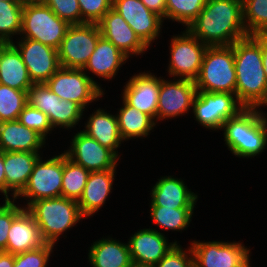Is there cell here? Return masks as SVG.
<instances>
[{
    "label": "cell",
    "mask_w": 267,
    "mask_h": 267,
    "mask_svg": "<svg viewBox=\"0 0 267 267\" xmlns=\"http://www.w3.org/2000/svg\"><path fill=\"white\" fill-rule=\"evenodd\" d=\"M207 46H228L248 36L242 0H207L203 10L186 28Z\"/></svg>",
    "instance_id": "1"
},
{
    "label": "cell",
    "mask_w": 267,
    "mask_h": 267,
    "mask_svg": "<svg viewBox=\"0 0 267 267\" xmlns=\"http://www.w3.org/2000/svg\"><path fill=\"white\" fill-rule=\"evenodd\" d=\"M235 94L245 108L267 106V79L263 68L261 34L248 35L233 44Z\"/></svg>",
    "instance_id": "2"
},
{
    "label": "cell",
    "mask_w": 267,
    "mask_h": 267,
    "mask_svg": "<svg viewBox=\"0 0 267 267\" xmlns=\"http://www.w3.org/2000/svg\"><path fill=\"white\" fill-rule=\"evenodd\" d=\"M258 108H244L222 126L224 141L236 157L250 158L267 146V116Z\"/></svg>",
    "instance_id": "3"
},
{
    "label": "cell",
    "mask_w": 267,
    "mask_h": 267,
    "mask_svg": "<svg viewBox=\"0 0 267 267\" xmlns=\"http://www.w3.org/2000/svg\"><path fill=\"white\" fill-rule=\"evenodd\" d=\"M26 209L38 224L44 242L52 245L84 218L77 201L62 196L35 200Z\"/></svg>",
    "instance_id": "4"
},
{
    "label": "cell",
    "mask_w": 267,
    "mask_h": 267,
    "mask_svg": "<svg viewBox=\"0 0 267 267\" xmlns=\"http://www.w3.org/2000/svg\"><path fill=\"white\" fill-rule=\"evenodd\" d=\"M195 86L197 91L235 94L236 72L233 44L206 48Z\"/></svg>",
    "instance_id": "5"
},
{
    "label": "cell",
    "mask_w": 267,
    "mask_h": 267,
    "mask_svg": "<svg viewBox=\"0 0 267 267\" xmlns=\"http://www.w3.org/2000/svg\"><path fill=\"white\" fill-rule=\"evenodd\" d=\"M69 26L41 0H27L23 5L21 38L58 49Z\"/></svg>",
    "instance_id": "6"
},
{
    "label": "cell",
    "mask_w": 267,
    "mask_h": 267,
    "mask_svg": "<svg viewBox=\"0 0 267 267\" xmlns=\"http://www.w3.org/2000/svg\"><path fill=\"white\" fill-rule=\"evenodd\" d=\"M83 69L60 67L46 82V85L60 99L72 101L83 110L104 95L100 84H97Z\"/></svg>",
    "instance_id": "7"
},
{
    "label": "cell",
    "mask_w": 267,
    "mask_h": 267,
    "mask_svg": "<svg viewBox=\"0 0 267 267\" xmlns=\"http://www.w3.org/2000/svg\"><path fill=\"white\" fill-rule=\"evenodd\" d=\"M98 24L70 25L57 49L61 67L83 69L101 37Z\"/></svg>",
    "instance_id": "8"
},
{
    "label": "cell",
    "mask_w": 267,
    "mask_h": 267,
    "mask_svg": "<svg viewBox=\"0 0 267 267\" xmlns=\"http://www.w3.org/2000/svg\"><path fill=\"white\" fill-rule=\"evenodd\" d=\"M244 108L236 94L197 91L192 112L195 120L206 129L221 130L229 118L236 116Z\"/></svg>",
    "instance_id": "9"
},
{
    "label": "cell",
    "mask_w": 267,
    "mask_h": 267,
    "mask_svg": "<svg viewBox=\"0 0 267 267\" xmlns=\"http://www.w3.org/2000/svg\"><path fill=\"white\" fill-rule=\"evenodd\" d=\"M182 34L174 35L170 40V61L168 66L169 75L195 81L201 69V64L206 48L187 29Z\"/></svg>",
    "instance_id": "10"
},
{
    "label": "cell",
    "mask_w": 267,
    "mask_h": 267,
    "mask_svg": "<svg viewBox=\"0 0 267 267\" xmlns=\"http://www.w3.org/2000/svg\"><path fill=\"white\" fill-rule=\"evenodd\" d=\"M194 267H251L250 249L242 242L192 241Z\"/></svg>",
    "instance_id": "11"
},
{
    "label": "cell",
    "mask_w": 267,
    "mask_h": 267,
    "mask_svg": "<svg viewBox=\"0 0 267 267\" xmlns=\"http://www.w3.org/2000/svg\"><path fill=\"white\" fill-rule=\"evenodd\" d=\"M63 153L46 161L40 156L34 164L29 181L17 197L28 199L27 208L33 201L61 197Z\"/></svg>",
    "instance_id": "12"
},
{
    "label": "cell",
    "mask_w": 267,
    "mask_h": 267,
    "mask_svg": "<svg viewBox=\"0 0 267 267\" xmlns=\"http://www.w3.org/2000/svg\"><path fill=\"white\" fill-rule=\"evenodd\" d=\"M70 144L71 146L64 153L74 163L81 165L90 172L110 170L117 167L119 157L111 149L102 146L83 131L77 132Z\"/></svg>",
    "instance_id": "13"
},
{
    "label": "cell",
    "mask_w": 267,
    "mask_h": 267,
    "mask_svg": "<svg viewBox=\"0 0 267 267\" xmlns=\"http://www.w3.org/2000/svg\"><path fill=\"white\" fill-rule=\"evenodd\" d=\"M33 83H46L61 67L57 49L39 41L21 38L17 45Z\"/></svg>",
    "instance_id": "14"
},
{
    "label": "cell",
    "mask_w": 267,
    "mask_h": 267,
    "mask_svg": "<svg viewBox=\"0 0 267 267\" xmlns=\"http://www.w3.org/2000/svg\"><path fill=\"white\" fill-rule=\"evenodd\" d=\"M112 9L125 19L148 48L158 38L163 18L149 10L141 0H112Z\"/></svg>",
    "instance_id": "15"
},
{
    "label": "cell",
    "mask_w": 267,
    "mask_h": 267,
    "mask_svg": "<svg viewBox=\"0 0 267 267\" xmlns=\"http://www.w3.org/2000/svg\"><path fill=\"white\" fill-rule=\"evenodd\" d=\"M175 80L161 79L157 106V120L159 121L182 116L193 106V100L197 94L195 81Z\"/></svg>",
    "instance_id": "16"
},
{
    "label": "cell",
    "mask_w": 267,
    "mask_h": 267,
    "mask_svg": "<svg viewBox=\"0 0 267 267\" xmlns=\"http://www.w3.org/2000/svg\"><path fill=\"white\" fill-rule=\"evenodd\" d=\"M162 77H156L150 71L134 74L123 90L122 98L132 107L149 115L157 121V106ZM156 119V120H155Z\"/></svg>",
    "instance_id": "17"
},
{
    "label": "cell",
    "mask_w": 267,
    "mask_h": 267,
    "mask_svg": "<svg viewBox=\"0 0 267 267\" xmlns=\"http://www.w3.org/2000/svg\"><path fill=\"white\" fill-rule=\"evenodd\" d=\"M101 35L113 43L123 54L141 55L148 47L140 40L125 19L112 8L97 23Z\"/></svg>",
    "instance_id": "18"
},
{
    "label": "cell",
    "mask_w": 267,
    "mask_h": 267,
    "mask_svg": "<svg viewBox=\"0 0 267 267\" xmlns=\"http://www.w3.org/2000/svg\"><path fill=\"white\" fill-rule=\"evenodd\" d=\"M177 244L172 243L156 229L144 228L135 232L128 241L129 251L134 263L156 265Z\"/></svg>",
    "instance_id": "19"
},
{
    "label": "cell",
    "mask_w": 267,
    "mask_h": 267,
    "mask_svg": "<svg viewBox=\"0 0 267 267\" xmlns=\"http://www.w3.org/2000/svg\"><path fill=\"white\" fill-rule=\"evenodd\" d=\"M151 206L165 208H194L197 194L188 189L183 180L173 176H162L150 191Z\"/></svg>",
    "instance_id": "20"
},
{
    "label": "cell",
    "mask_w": 267,
    "mask_h": 267,
    "mask_svg": "<svg viewBox=\"0 0 267 267\" xmlns=\"http://www.w3.org/2000/svg\"><path fill=\"white\" fill-rule=\"evenodd\" d=\"M45 244L33 215L24 208L14 219L8 231L6 252L18 254Z\"/></svg>",
    "instance_id": "21"
},
{
    "label": "cell",
    "mask_w": 267,
    "mask_h": 267,
    "mask_svg": "<svg viewBox=\"0 0 267 267\" xmlns=\"http://www.w3.org/2000/svg\"><path fill=\"white\" fill-rule=\"evenodd\" d=\"M39 157V152H4L6 200H10L9 191L13 192V200L18 199L17 196L26 187Z\"/></svg>",
    "instance_id": "22"
},
{
    "label": "cell",
    "mask_w": 267,
    "mask_h": 267,
    "mask_svg": "<svg viewBox=\"0 0 267 267\" xmlns=\"http://www.w3.org/2000/svg\"><path fill=\"white\" fill-rule=\"evenodd\" d=\"M115 169L90 172L83 194L77 202L85 219L94 215L105 204L113 188Z\"/></svg>",
    "instance_id": "23"
},
{
    "label": "cell",
    "mask_w": 267,
    "mask_h": 267,
    "mask_svg": "<svg viewBox=\"0 0 267 267\" xmlns=\"http://www.w3.org/2000/svg\"><path fill=\"white\" fill-rule=\"evenodd\" d=\"M46 140L18 120L0 123L1 152H40Z\"/></svg>",
    "instance_id": "24"
},
{
    "label": "cell",
    "mask_w": 267,
    "mask_h": 267,
    "mask_svg": "<svg viewBox=\"0 0 267 267\" xmlns=\"http://www.w3.org/2000/svg\"><path fill=\"white\" fill-rule=\"evenodd\" d=\"M0 84L28 91L34 84L18 49L12 43H0Z\"/></svg>",
    "instance_id": "25"
},
{
    "label": "cell",
    "mask_w": 267,
    "mask_h": 267,
    "mask_svg": "<svg viewBox=\"0 0 267 267\" xmlns=\"http://www.w3.org/2000/svg\"><path fill=\"white\" fill-rule=\"evenodd\" d=\"M127 59L128 57L113 43L101 36L83 70H86L85 73L90 71L103 80H110L117 75L119 68Z\"/></svg>",
    "instance_id": "26"
},
{
    "label": "cell",
    "mask_w": 267,
    "mask_h": 267,
    "mask_svg": "<svg viewBox=\"0 0 267 267\" xmlns=\"http://www.w3.org/2000/svg\"><path fill=\"white\" fill-rule=\"evenodd\" d=\"M82 131L97 140L102 146L111 149L120 158L117 149L124 141L119 132L116 114H109L104 109H97L90 115L85 123V130Z\"/></svg>",
    "instance_id": "27"
},
{
    "label": "cell",
    "mask_w": 267,
    "mask_h": 267,
    "mask_svg": "<svg viewBox=\"0 0 267 267\" xmlns=\"http://www.w3.org/2000/svg\"><path fill=\"white\" fill-rule=\"evenodd\" d=\"M88 254L92 267H129L133 263L128 243L110 237L96 240Z\"/></svg>",
    "instance_id": "28"
},
{
    "label": "cell",
    "mask_w": 267,
    "mask_h": 267,
    "mask_svg": "<svg viewBox=\"0 0 267 267\" xmlns=\"http://www.w3.org/2000/svg\"><path fill=\"white\" fill-rule=\"evenodd\" d=\"M123 107L117 115L119 132L123 141L138 137H147L157 122L146 113L129 105L123 98Z\"/></svg>",
    "instance_id": "29"
},
{
    "label": "cell",
    "mask_w": 267,
    "mask_h": 267,
    "mask_svg": "<svg viewBox=\"0 0 267 267\" xmlns=\"http://www.w3.org/2000/svg\"><path fill=\"white\" fill-rule=\"evenodd\" d=\"M90 171L74 163L63 153V176L61 196L79 201L83 194Z\"/></svg>",
    "instance_id": "30"
},
{
    "label": "cell",
    "mask_w": 267,
    "mask_h": 267,
    "mask_svg": "<svg viewBox=\"0 0 267 267\" xmlns=\"http://www.w3.org/2000/svg\"><path fill=\"white\" fill-rule=\"evenodd\" d=\"M194 208H165L150 206V218L162 230L182 231L189 227Z\"/></svg>",
    "instance_id": "31"
},
{
    "label": "cell",
    "mask_w": 267,
    "mask_h": 267,
    "mask_svg": "<svg viewBox=\"0 0 267 267\" xmlns=\"http://www.w3.org/2000/svg\"><path fill=\"white\" fill-rule=\"evenodd\" d=\"M24 3L0 1V43H12V36L20 35Z\"/></svg>",
    "instance_id": "32"
},
{
    "label": "cell",
    "mask_w": 267,
    "mask_h": 267,
    "mask_svg": "<svg viewBox=\"0 0 267 267\" xmlns=\"http://www.w3.org/2000/svg\"><path fill=\"white\" fill-rule=\"evenodd\" d=\"M242 1L243 22L247 34H267V0Z\"/></svg>",
    "instance_id": "33"
},
{
    "label": "cell",
    "mask_w": 267,
    "mask_h": 267,
    "mask_svg": "<svg viewBox=\"0 0 267 267\" xmlns=\"http://www.w3.org/2000/svg\"><path fill=\"white\" fill-rule=\"evenodd\" d=\"M27 104V91H21L0 84L1 122L18 120L19 114Z\"/></svg>",
    "instance_id": "34"
},
{
    "label": "cell",
    "mask_w": 267,
    "mask_h": 267,
    "mask_svg": "<svg viewBox=\"0 0 267 267\" xmlns=\"http://www.w3.org/2000/svg\"><path fill=\"white\" fill-rule=\"evenodd\" d=\"M206 3L207 0H166V19L180 22L187 28Z\"/></svg>",
    "instance_id": "35"
},
{
    "label": "cell",
    "mask_w": 267,
    "mask_h": 267,
    "mask_svg": "<svg viewBox=\"0 0 267 267\" xmlns=\"http://www.w3.org/2000/svg\"><path fill=\"white\" fill-rule=\"evenodd\" d=\"M83 111L75 102L56 98L55 115H49V123L53 129L56 127L71 129L80 122Z\"/></svg>",
    "instance_id": "36"
},
{
    "label": "cell",
    "mask_w": 267,
    "mask_h": 267,
    "mask_svg": "<svg viewBox=\"0 0 267 267\" xmlns=\"http://www.w3.org/2000/svg\"><path fill=\"white\" fill-rule=\"evenodd\" d=\"M56 98L46 83H34L27 91V103L49 115H55Z\"/></svg>",
    "instance_id": "37"
},
{
    "label": "cell",
    "mask_w": 267,
    "mask_h": 267,
    "mask_svg": "<svg viewBox=\"0 0 267 267\" xmlns=\"http://www.w3.org/2000/svg\"><path fill=\"white\" fill-rule=\"evenodd\" d=\"M18 121L29 129L36 131L45 140L47 134L54 130L49 123L47 115L41 110L32 107L28 103L24 106L23 110L19 114Z\"/></svg>",
    "instance_id": "38"
},
{
    "label": "cell",
    "mask_w": 267,
    "mask_h": 267,
    "mask_svg": "<svg viewBox=\"0 0 267 267\" xmlns=\"http://www.w3.org/2000/svg\"><path fill=\"white\" fill-rule=\"evenodd\" d=\"M54 246L45 243L34 250L14 254L13 267H47Z\"/></svg>",
    "instance_id": "39"
},
{
    "label": "cell",
    "mask_w": 267,
    "mask_h": 267,
    "mask_svg": "<svg viewBox=\"0 0 267 267\" xmlns=\"http://www.w3.org/2000/svg\"><path fill=\"white\" fill-rule=\"evenodd\" d=\"M60 19L67 21L70 25L82 24V16L78 0H41Z\"/></svg>",
    "instance_id": "40"
},
{
    "label": "cell",
    "mask_w": 267,
    "mask_h": 267,
    "mask_svg": "<svg viewBox=\"0 0 267 267\" xmlns=\"http://www.w3.org/2000/svg\"><path fill=\"white\" fill-rule=\"evenodd\" d=\"M83 23L97 24L112 8V0H78Z\"/></svg>",
    "instance_id": "41"
},
{
    "label": "cell",
    "mask_w": 267,
    "mask_h": 267,
    "mask_svg": "<svg viewBox=\"0 0 267 267\" xmlns=\"http://www.w3.org/2000/svg\"><path fill=\"white\" fill-rule=\"evenodd\" d=\"M4 204L0 206V251L6 252L8 231L11 228L13 219L25 208L18 207L10 200H4Z\"/></svg>",
    "instance_id": "42"
},
{
    "label": "cell",
    "mask_w": 267,
    "mask_h": 267,
    "mask_svg": "<svg viewBox=\"0 0 267 267\" xmlns=\"http://www.w3.org/2000/svg\"><path fill=\"white\" fill-rule=\"evenodd\" d=\"M154 267H194L191 247L185 251L175 244Z\"/></svg>",
    "instance_id": "43"
},
{
    "label": "cell",
    "mask_w": 267,
    "mask_h": 267,
    "mask_svg": "<svg viewBox=\"0 0 267 267\" xmlns=\"http://www.w3.org/2000/svg\"><path fill=\"white\" fill-rule=\"evenodd\" d=\"M144 5L151 11L157 13L166 20V0H141Z\"/></svg>",
    "instance_id": "44"
},
{
    "label": "cell",
    "mask_w": 267,
    "mask_h": 267,
    "mask_svg": "<svg viewBox=\"0 0 267 267\" xmlns=\"http://www.w3.org/2000/svg\"><path fill=\"white\" fill-rule=\"evenodd\" d=\"M0 192L4 194L6 200V176L4 169V152L0 151Z\"/></svg>",
    "instance_id": "45"
},
{
    "label": "cell",
    "mask_w": 267,
    "mask_h": 267,
    "mask_svg": "<svg viewBox=\"0 0 267 267\" xmlns=\"http://www.w3.org/2000/svg\"><path fill=\"white\" fill-rule=\"evenodd\" d=\"M14 254L0 251V267H13Z\"/></svg>",
    "instance_id": "46"
},
{
    "label": "cell",
    "mask_w": 267,
    "mask_h": 267,
    "mask_svg": "<svg viewBox=\"0 0 267 267\" xmlns=\"http://www.w3.org/2000/svg\"><path fill=\"white\" fill-rule=\"evenodd\" d=\"M261 51L263 59V68L267 79V34H261Z\"/></svg>",
    "instance_id": "47"
},
{
    "label": "cell",
    "mask_w": 267,
    "mask_h": 267,
    "mask_svg": "<svg viewBox=\"0 0 267 267\" xmlns=\"http://www.w3.org/2000/svg\"><path fill=\"white\" fill-rule=\"evenodd\" d=\"M129 267H154L151 265H144V264H137V263H132Z\"/></svg>",
    "instance_id": "48"
},
{
    "label": "cell",
    "mask_w": 267,
    "mask_h": 267,
    "mask_svg": "<svg viewBox=\"0 0 267 267\" xmlns=\"http://www.w3.org/2000/svg\"><path fill=\"white\" fill-rule=\"evenodd\" d=\"M0 1H7V2H26L27 0H0Z\"/></svg>",
    "instance_id": "49"
}]
</instances>
